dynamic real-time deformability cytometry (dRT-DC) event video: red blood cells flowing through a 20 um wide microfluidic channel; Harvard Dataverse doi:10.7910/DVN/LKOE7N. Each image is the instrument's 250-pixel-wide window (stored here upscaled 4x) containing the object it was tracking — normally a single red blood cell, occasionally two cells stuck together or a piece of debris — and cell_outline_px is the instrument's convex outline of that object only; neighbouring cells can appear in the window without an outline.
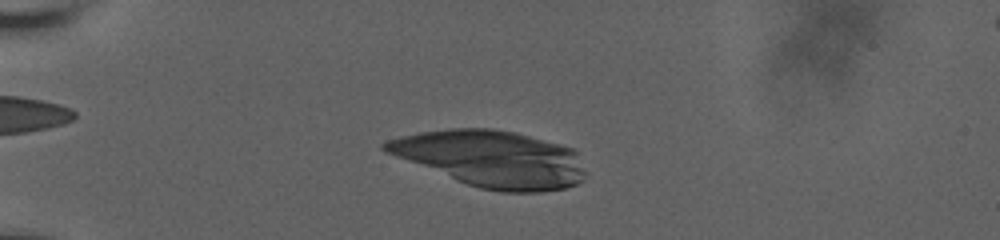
{"species": "human", "species_latin": "Homo sapiens", "temperature_condition": "room temperature", "stored_images_in_passage": 58, "camera_frame_rate_fps": 3000, "um_per_image_px": 0.085, "donor": {"sex": "male"}, "frame": {"image": 1, "passage_image": 16, "time_ms": 5.0, "image_size_px": [1000, 240], "cell_outline_px": [[584, 180], [576, 184], [564, 188], [540, 192], [504, 192], [480, 188], [456, 180], [396, 156], [380, 148], [380, 144], [388, 140], [400, 136], [420, 132], [448, 128], [492, 128], [516, 132], [560, 144], [572, 148], [576, 152], [584, 172]], "centroid_in_image_um": [41.77, 13.48], "position_along_channel_um": 43.2, "area_um2": 65.49}}